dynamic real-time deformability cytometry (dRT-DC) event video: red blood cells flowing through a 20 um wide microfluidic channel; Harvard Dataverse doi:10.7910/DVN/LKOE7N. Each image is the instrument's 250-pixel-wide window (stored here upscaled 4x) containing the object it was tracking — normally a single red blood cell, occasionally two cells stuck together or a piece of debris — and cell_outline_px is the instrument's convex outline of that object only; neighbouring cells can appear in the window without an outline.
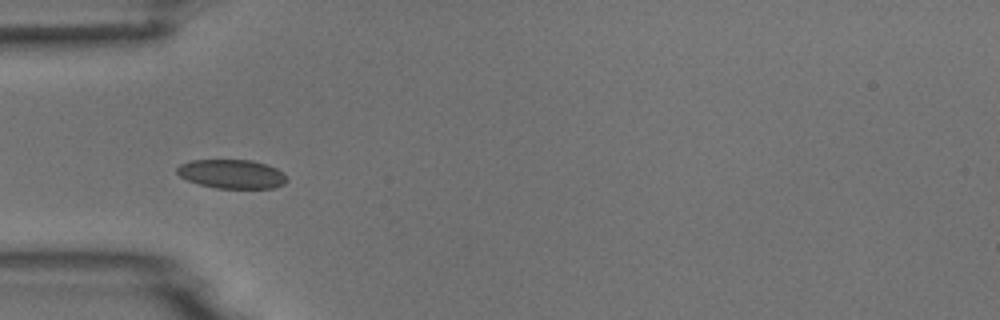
{"species": "common noctule bat (a hibernating species)", "species_latin": "Nyctalus noctula", "temperature_condition": "room temperature", "stored_images_in_passage": 9, "camera_frame_rate_fps": 3000, "um_per_image_px": 0.085, "animal": {"sex": "male", "body_mass_g": 18.8}, "frame": {"image": 1, "passage_image": 5, "time_ms": 1.333, "image_size_px": [1000, 320], "cell_outline_px": [[288, 180], [284, 184], [272, 188], [216, 188], [200, 184], [188, 180], [180, 176], [176, 172], [176, 168], [180, 164], [192, 160], [252, 160], [268, 164], [284, 172], [288, 176]], "centroid_in_image_um": [19.74, 14.78], "position_along_channel_um": 65.3, "area_um2": 18.67}}